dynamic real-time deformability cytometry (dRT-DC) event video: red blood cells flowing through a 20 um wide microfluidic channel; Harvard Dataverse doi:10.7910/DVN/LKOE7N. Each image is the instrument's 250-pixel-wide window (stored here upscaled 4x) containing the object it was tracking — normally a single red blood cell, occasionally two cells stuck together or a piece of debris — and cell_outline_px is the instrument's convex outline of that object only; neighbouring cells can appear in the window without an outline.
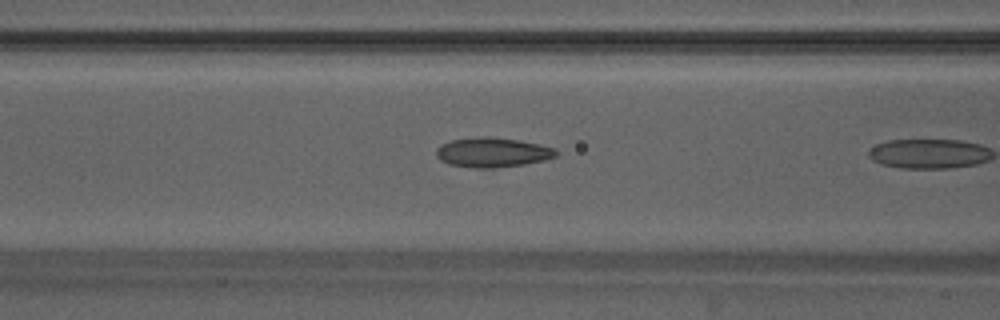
{"species": "Egyptian fruit bat (a non-hibernating species)", "species_latin": "Rousettus aegyptiacus", "temperature_condition": "warm", "stored_images_in_passage": 6, "camera_frame_rate_fps": 3000, "um_per_image_px": 0.085, "animal": {"sex": "male"}, "frame": {"image": 1, "passage_image": 5, "time_ms": 1.333, "image_size_px": [1000, 320], "cell_outline_px": [[560, 152], [556, 156], [544, 160], [524, 164], [496, 168], [476, 168], [448, 164], [440, 160], [436, 156], [436, 148], [440, 144], [452, 140], [484, 136], [488, 136], [516, 140], [556, 148]], "centroid_in_image_um": [41.84, 12.96], "position_along_channel_um": 124.8, "area_um2": 20.69}}